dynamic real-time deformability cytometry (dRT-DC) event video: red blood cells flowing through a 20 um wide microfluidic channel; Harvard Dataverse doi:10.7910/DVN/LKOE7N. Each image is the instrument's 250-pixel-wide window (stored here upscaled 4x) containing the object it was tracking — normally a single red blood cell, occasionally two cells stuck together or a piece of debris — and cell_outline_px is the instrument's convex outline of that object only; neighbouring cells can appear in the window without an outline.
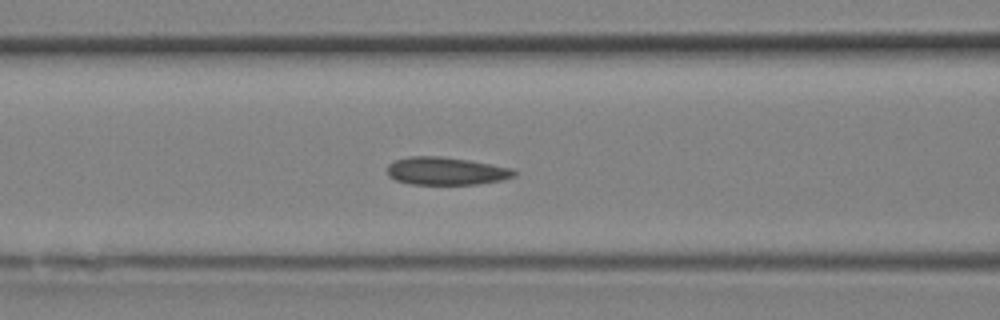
{"species": "Egyptian fruit bat (a non-hibernating species)", "species_latin": "Rousettus aegyptiacus", "temperature_condition": "room temperature", "stored_images_in_passage": 10, "camera_frame_rate_fps": 3000, "um_per_image_px": 0.085, "animal": {"sex": "female"}, "frame": {"image": 1, "passage_image": 4, "time_ms": 1.0, "image_size_px": [1000, 320], "cell_outline_px": [[520, 172], [516, 176], [500, 180], [476, 184], [412, 184], [396, 180], [388, 176], [388, 164], [396, 160], [408, 156], [440, 156], [468, 160], [492, 164], [512, 168]], "centroid_in_image_um": [37.95, 14.53], "position_along_channel_um": 128.7, "area_um2": 20.58}}
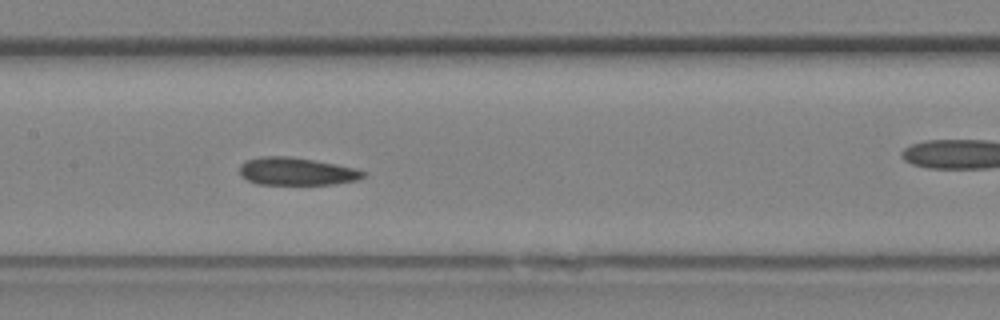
{"frame": {"image": 2, "passage_image": 6, "time_ms": 1.667, "image_size_px": [1000, 320], "cell_outline_px": [[368, 176], [356, 180], [332, 184], [256, 184], [240, 176], [240, 164], [248, 160], [260, 156], [288, 156], [336, 164], [356, 168], [368, 172]], "centroid_in_image_um": [25.23, 14.57], "position_along_channel_um": 182.2, "area_um2": 20.0}}